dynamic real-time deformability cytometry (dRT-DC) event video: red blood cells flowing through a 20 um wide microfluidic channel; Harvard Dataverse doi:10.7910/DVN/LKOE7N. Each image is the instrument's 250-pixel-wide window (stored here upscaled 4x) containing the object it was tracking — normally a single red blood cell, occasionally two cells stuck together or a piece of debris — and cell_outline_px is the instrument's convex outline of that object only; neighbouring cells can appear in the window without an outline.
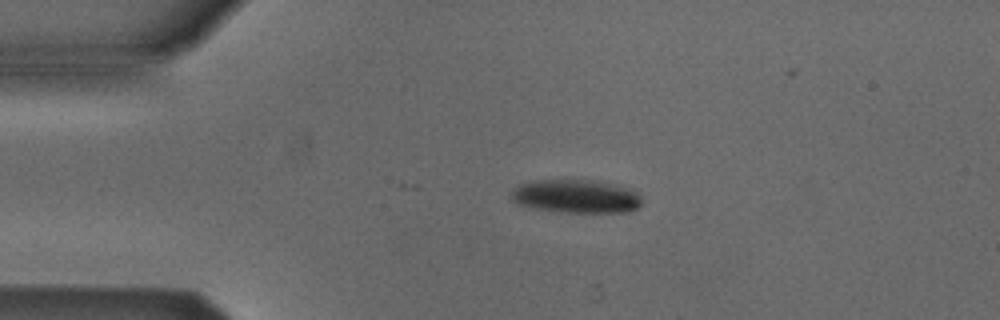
{"species": "Egyptian fruit bat (a non-hibernating species)", "species_latin": "Rousettus aegyptiacus", "temperature_condition": "cold", "stored_images_in_passage": 5, "camera_frame_rate_fps": 3000, "um_per_image_px": 0.085, "animal": {"sex": "male"}, "frame": {"image": 1, "passage_image": 4, "time_ms": 1.0, "image_size_px": [1000, 320], "cell_outline_px": [[640, 204], [636, 208], [628, 212], [560, 212], [536, 208], [516, 204], [508, 200], [508, 196], [512, 188], [520, 184], [532, 180], [592, 180], [616, 184], [628, 188], [636, 192], [640, 196]], "centroid_in_image_um": [48.87, 16.68], "position_along_channel_um": 36.1, "area_um2": 25.72}}